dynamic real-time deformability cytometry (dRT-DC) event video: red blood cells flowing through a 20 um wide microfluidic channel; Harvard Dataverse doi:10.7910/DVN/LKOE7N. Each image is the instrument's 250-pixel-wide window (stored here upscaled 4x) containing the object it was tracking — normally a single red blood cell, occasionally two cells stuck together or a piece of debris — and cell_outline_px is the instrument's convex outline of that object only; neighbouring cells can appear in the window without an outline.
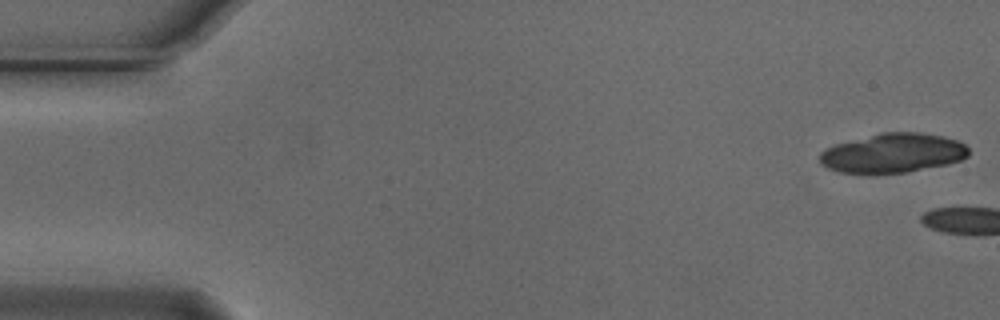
{"species": "Egyptian fruit bat (a non-hibernating species)", "species_latin": "Rousettus aegyptiacus", "temperature_condition": "cold", "stored_images_in_passage": 8, "camera_frame_rate_fps": 3000, "um_per_image_px": 0.085, "animal": {"sex": "male"}, "frame": {"image": 1, "passage_image": 1, "time_ms": 0.0, "image_size_px": [1000, 320], "cell_outline_px": [[968, 156], [960, 160], [948, 164], [908, 172], [872, 176], [840, 172], [828, 168], [820, 164], [820, 152], [824, 148], [836, 144], [880, 132], [916, 132], [944, 136], [956, 140], [964, 144], [968, 148]], "centroid_in_image_um": [75.85, 13.04], "position_along_channel_um": 9.1, "area_um2": 34.85}}